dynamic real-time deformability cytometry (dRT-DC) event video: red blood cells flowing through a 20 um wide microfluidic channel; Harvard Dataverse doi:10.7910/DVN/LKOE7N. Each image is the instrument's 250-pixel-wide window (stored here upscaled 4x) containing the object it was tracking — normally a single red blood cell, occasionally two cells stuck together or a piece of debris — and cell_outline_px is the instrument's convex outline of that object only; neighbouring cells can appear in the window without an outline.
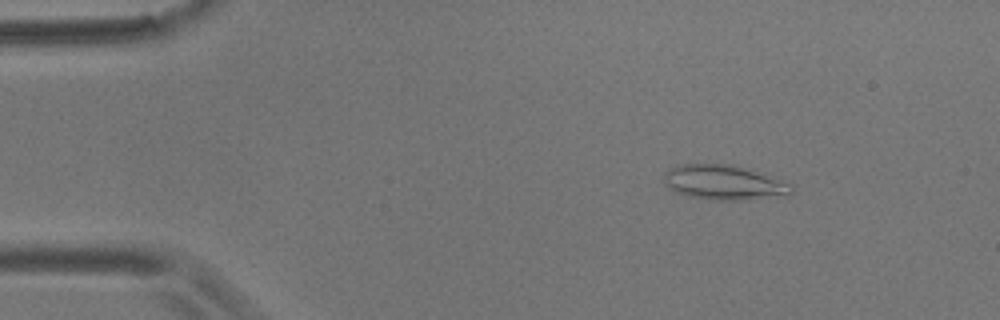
{"species": "common noctule bat (a hibernating species)", "species_latin": "Nyctalus noctula", "temperature_condition": "room temperature", "stored_images_in_passage": 55, "camera_frame_rate_fps": 3000, "um_per_image_px": 0.085, "animal": {"sex": "male", "body_mass_g": 17.9}, "frame": {"image": 1, "passage_image": 8, "time_ms": 2.333, "image_size_px": [1000, 320], "cell_outline_px": [[792, 192], [788, 196], [740, 200], [716, 200], [688, 196], [676, 192], [664, 184], [664, 172], [668, 168], [676, 164], [732, 164], [792, 184]], "centroid_in_image_um": [61.5, 15.51], "position_along_channel_um": 23.5, "area_um2": 25.84}}
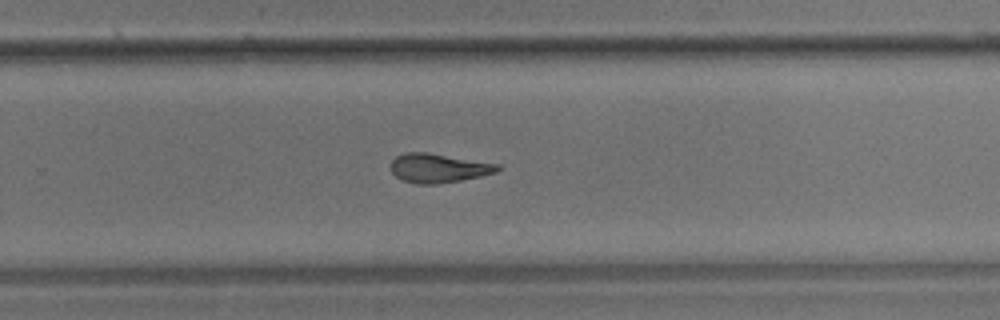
{"frame": {"image": 2, "passage_image": 36, "time_ms": 11.667, "image_size_px": [1000, 320], "cell_outline_px": [[500, 168], [496, 172], [480, 176], [460, 180], [436, 184], [416, 184], [400, 180], [392, 172], [388, 164], [396, 156], [408, 152], [428, 152], [500, 164]], "centroid_in_image_um": [37.22, 14.28], "position_along_channel_um": 292.6, "area_um2": 18.21}}
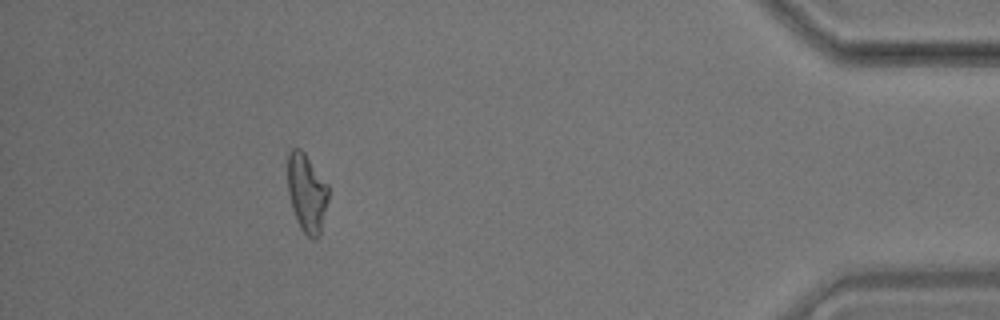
{"frame": {"image": 3, "passage_image": 50, "time_ms": 16.333, "image_size_px": [1000, 320], "cell_outline_px": [[328, 200], [320, 236], [316, 240], [312, 240], [300, 228], [292, 208], [288, 192], [288, 152], [292, 148], [300, 148], [304, 152], [328, 184]], "centroid_in_image_um": [26.09, 16.42], "position_along_channel_um": 409.1, "area_um2": 18.73}, "authors_computed_cell_mechanics": {"area_um2": 19.1318, "velocity_mm_per_s": 3.6472, "shape_relaxation_time_tau1_ms": null, "shape_relaxation_time_tau2_ms": 4.482, "deformation_change_tau1": null, "deformation_change_tau2": 0.1459}}